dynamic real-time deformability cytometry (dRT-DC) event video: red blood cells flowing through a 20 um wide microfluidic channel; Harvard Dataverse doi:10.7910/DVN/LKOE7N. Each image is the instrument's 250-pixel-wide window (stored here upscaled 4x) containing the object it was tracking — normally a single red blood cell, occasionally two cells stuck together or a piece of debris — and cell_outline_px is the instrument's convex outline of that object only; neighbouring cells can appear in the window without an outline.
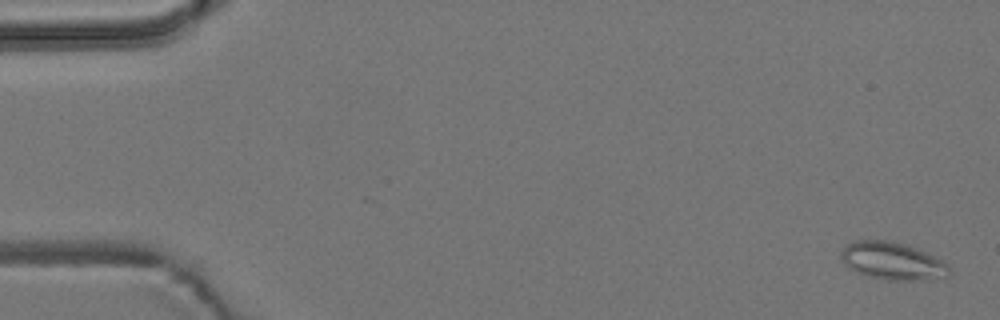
{"species": "common noctule bat (a hibernating species)", "species_latin": "Nyctalus noctula", "temperature_condition": "room temperature", "stored_images_in_passage": 4, "camera_frame_rate_fps": 3000, "um_per_image_px": 0.085, "animal": {"sex": "male", "body_mass_g": 19.2, "forearm_length_mm": 51.8}, "frame": {"image": 1, "passage_image": 1, "time_ms": 0.0, "image_size_px": [1000, 320], "cell_outline_px": [[952, 272], [948, 276], [928, 280], [884, 280], [868, 276], [856, 272], [848, 268], [844, 264], [840, 256], [840, 252], [848, 244], [856, 240], [888, 240], [904, 244], [924, 252], [948, 264], [952, 268]], "centroid_in_image_um": [75.85, 22.21], "position_along_channel_um": 9.1, "area_um2": 23.76}}